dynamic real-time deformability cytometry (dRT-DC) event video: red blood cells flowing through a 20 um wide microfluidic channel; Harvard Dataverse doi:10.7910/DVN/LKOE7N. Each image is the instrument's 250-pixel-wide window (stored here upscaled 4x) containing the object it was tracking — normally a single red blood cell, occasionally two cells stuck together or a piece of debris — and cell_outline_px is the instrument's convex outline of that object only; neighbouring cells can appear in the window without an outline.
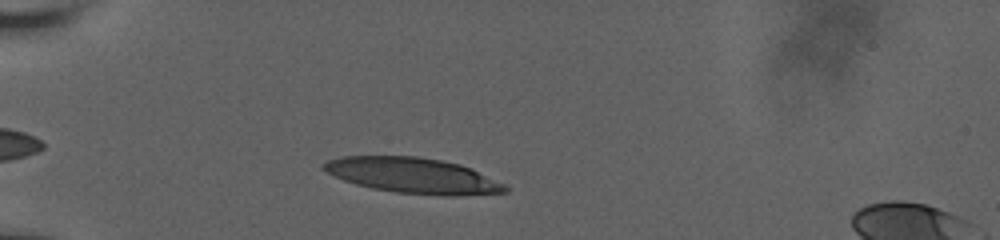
{"species": "human", "species_latin": "Homo sapiens", "temperature_condition": "room temperature", "stored_images_in_passage": 9, "camera_frame_rate_fps": 3000, "um_per_image_px": 0.085, "donor": {"sex": "male"}, "frame": {"image": 1, "passage_image": 5, "time_ms": 1.0, "image_size_px": [1000, 240], "cell_outline_px": [[508, 192], [452, 196], [444, 196], [396, 192], [372, 188], [356, 184], [344, 180], [320, 168], [328, 160], [340, 156], [416, 156], [440, 160], [460, 164], [472, 168], [504, 184], [508, 188]], "centroid_in_image_um": [35.11, 14.92], "position_along_channel_um": 49.9, "area_um2": 37.4}}